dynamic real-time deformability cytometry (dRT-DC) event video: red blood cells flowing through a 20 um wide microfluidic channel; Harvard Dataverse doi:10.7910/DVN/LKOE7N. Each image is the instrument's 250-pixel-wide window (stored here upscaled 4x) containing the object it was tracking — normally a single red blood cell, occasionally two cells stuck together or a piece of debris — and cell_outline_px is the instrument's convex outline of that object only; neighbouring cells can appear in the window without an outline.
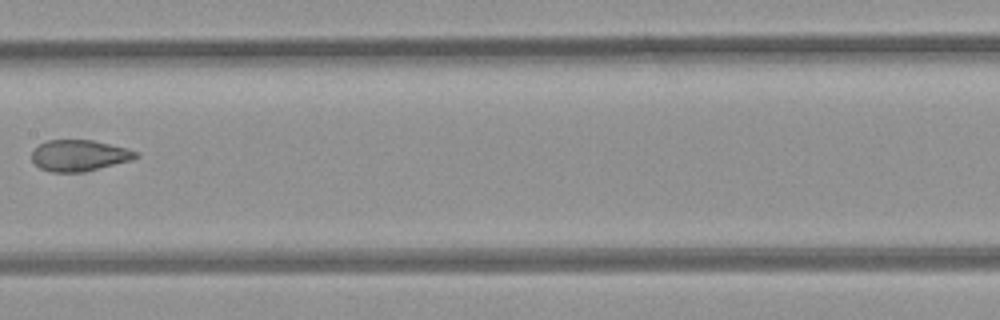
{"species": "common noctule bat (a hibernating species)", "species_latin": "Nyctalus noctula", "temperature_condition": "room temperature", "stored_images_in_passage": 10, "camera_frame_rate_fps": 3000, "um_per_image_px": 0.085, "animal": {"sex": "female", "body_mass_g": 21.9}, "frame": {"image": 1, "passage_image": 10, "time_ms": 3.0, "image_size_px": [1000, 320], "cell_outline_px": [[140, 156], [132, 160], [84, 172], [52, 172], [40, 168], [32, 160], [32, 152], [40, 144], [48, 140], [92, 140], [128, 148], [140, 152]], "centroid_in_image_um": [6.79, 13.22], "position_along_channel_um": 200.6, "area_um2": 18.96}}